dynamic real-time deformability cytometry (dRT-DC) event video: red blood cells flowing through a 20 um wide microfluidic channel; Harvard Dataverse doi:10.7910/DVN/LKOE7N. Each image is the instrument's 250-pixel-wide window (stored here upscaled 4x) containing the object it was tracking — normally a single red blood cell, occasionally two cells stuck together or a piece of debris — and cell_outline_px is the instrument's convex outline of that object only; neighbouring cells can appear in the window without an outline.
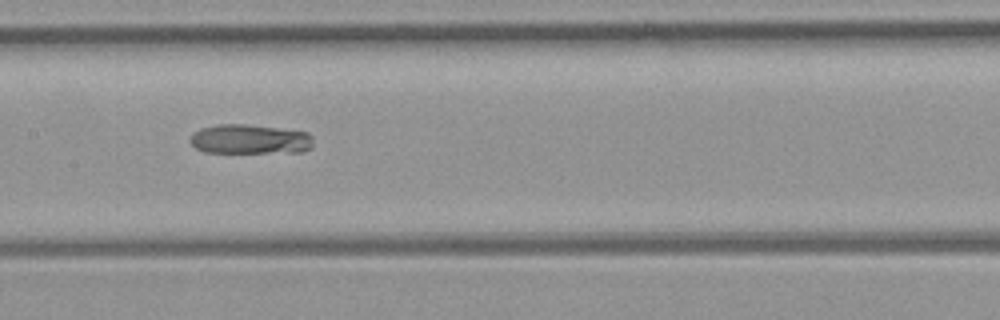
{"species": "common noctule bat (a hibernating species)", "species_latin": "Nyctalus noctula", "temperature_condition": "room temperature", "stored_images_in_passage": 10, "camera_frame_rate_fps": 3000, "um_per_image_px": 0.085, "animal": {"sex": "female", "body_mass_g": 21.9}, "frame": {"image": 1, "passage_image": 7, "time_ms": 7.667, "image_size_px": [1000, 320], "cell_outline_px": [[312, 148], [300, 152], [204, 152], [196, 148], [188, 140], [192, 132], [200, 128], [216, 124], [244, 124], [308, 132], [312, 136]], "centroid_in_image_um": [21.2, 11.83], "position_along_channel_um": 186.2, "area_um2": 21.27}}
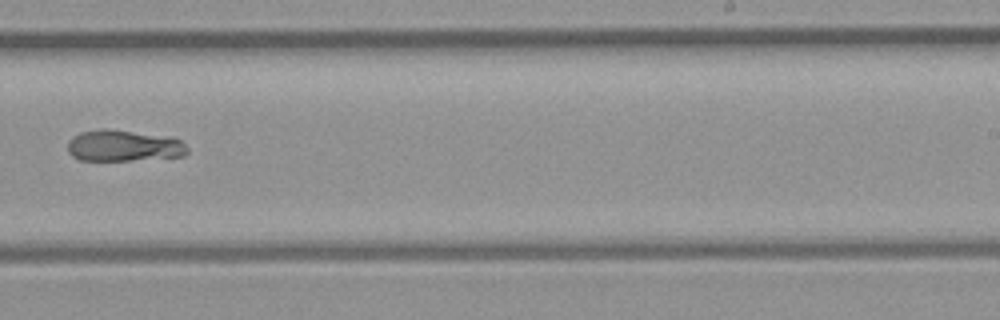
{"frame": {"image": 2, "passage_image": 9, "time_ms": 10.0, "image_size_px": [1000, 320], "cell_outline_px": [[188, 152], [184, 156], [132, 160], [80, 160], [72, 156], [68, 152], [68, 140], [72, 136], [80, 132], [100, 128], [108, 128], [172, 136], [180, 140], [188, 148]], "centroid_in_image_um": [10.51, 12.37], "position_along_channel_um": 278.5, "area_um2": 22.25}}
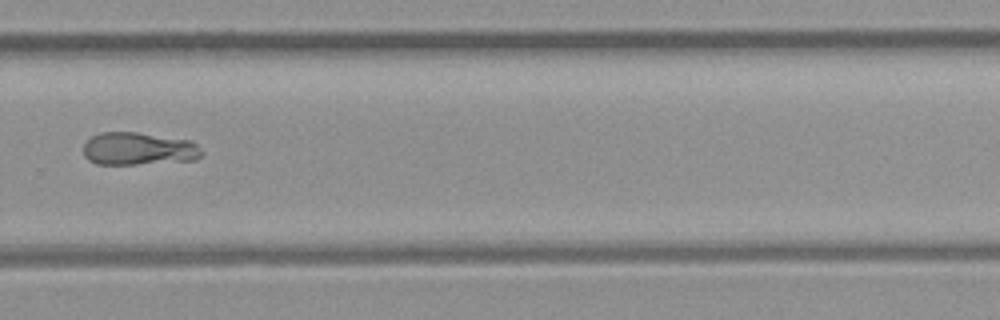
{"frame": {"image": 3, "passage_image": 10, "time_ms": 11.0, "image_size_px": [1000, 320], "cell_outline_px": [[204, 152], [196, 160], [136, 164], [96, 164], [88, 160], [84, 156], [84, 144], [92, 136], [100, 132], [136, 132], [192, 140]], "centroid_in_image_um": [11.79, 12.64], "position_along_channel_um": 318.0, "area_um2": 22.72}}